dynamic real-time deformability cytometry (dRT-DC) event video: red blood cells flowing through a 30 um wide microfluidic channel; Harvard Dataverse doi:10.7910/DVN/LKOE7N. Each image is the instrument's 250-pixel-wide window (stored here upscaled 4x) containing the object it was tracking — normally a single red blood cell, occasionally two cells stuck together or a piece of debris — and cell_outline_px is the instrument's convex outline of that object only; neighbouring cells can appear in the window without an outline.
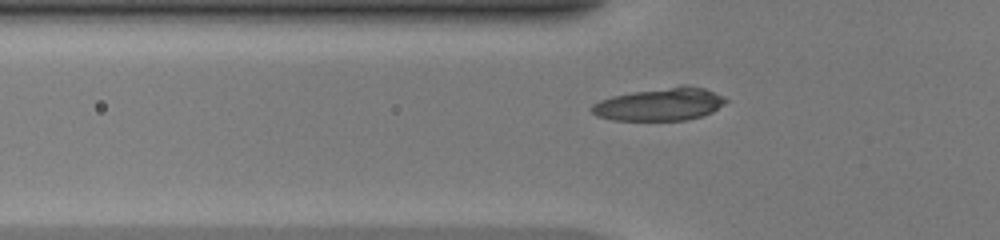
{"species": "common noctule bat (a hibernating species)", "species_latin": "Nyctalus noctula", "temperature_condition": "warm", "stored_images_in_passage": 35, "camera_frame_rate_fps": 3000, "um_per_image_px": 0.085, "animal": {"sex": "female", "body_mass_g": 20.0, "forearm_length_mm": 54.0}, "frame": {"image": 1, "passage_image": 3, "time_ms": 0.667, "image_size_px": [1000, 240], "cell_outline_px": [[728, 100], [724, 104], [712, 112], [700, 116], [684, 120], [612, 120], [596, 116], [588, 108], [592, 104], [600, 100], [612, 96], [632, 92], [680, 84], [688, 84], [704, 88], [724, 96]], "centroid_in_image_um": [56.08, 8.84], "position_along_channel_um": 69.7, "area_um2": 25.89}}
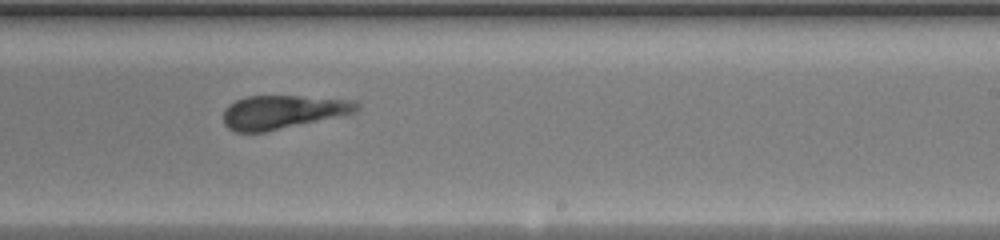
{"frame": {"image": 2, "passage_image": 17, "time_ms": 5.333, "image_size_px": [1000, 240], "cell_outline_px": [[360, 108], [356, 112], [264, 132], [236, 132], [228, 128], [224, 124], [224, 108], [228, 104], [244, 96], [300, 96], [356, 100], [360, 104]], "centroid_in_image_um": [24.01, 9.5], "position_along_channel_um": 265.0, "area_um2": 26.07}}
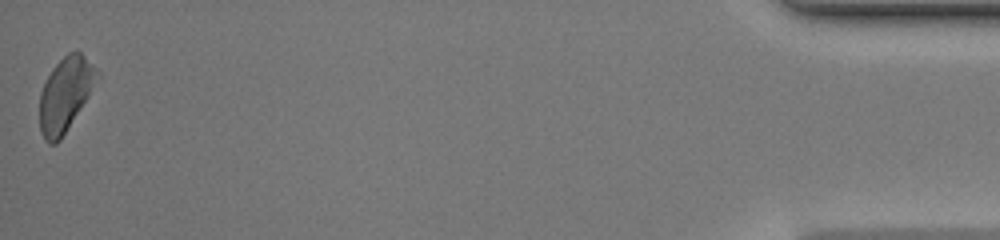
{"frame": {"image": 3, "passage_image": 35, "time_ms": 11.333, "image_size_px": [1000, 240], "cell_outline_px": [[96, 72], [88, 92], [80, 108], [60, 140], [56, 144], [48, 144], [44, 140], [40, 132], [40, 92], [52, 68], [68, 52], [80, 52], [96, 68]], "centroid_in_image_um": [5.46, 8.06], "position_along_channel_um": 429.7, "area_um2": 23.58}, "authors_computed_cell_mechanics": {"area_um2": 25.6054, "velocity_mm_per_s": 4.2134, "shape_relaxation_time_tau1_ms": null, "shape_relaxation_time_tau2_ms": 1.9616, "deformation_change_tau1": null, "deformation_change_tau2": 0.1461}}